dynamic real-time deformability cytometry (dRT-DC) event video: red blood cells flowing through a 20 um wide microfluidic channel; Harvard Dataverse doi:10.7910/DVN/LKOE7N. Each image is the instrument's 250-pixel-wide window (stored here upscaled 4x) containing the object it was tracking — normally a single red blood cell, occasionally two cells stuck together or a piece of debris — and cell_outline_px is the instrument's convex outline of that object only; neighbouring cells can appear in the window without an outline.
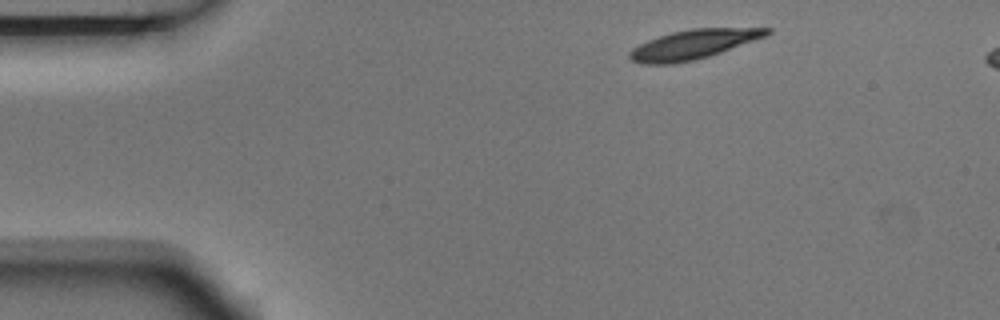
{"species": "Egyptian fruit bat (a non-hibernating species)", "species_latin": "Rousettus aegyptiacus", "temperature_condition": "room temperature", "stored_images_in_passage": 4, "camera_frame_rate_fps": 3000, "um_per_image_px": 0.085, "animal": {"sex": "male"}, "frame": {"image": 1, "passage_image": 1, "time_ms": 0.0, "image_size_px": [1000, 320], "cell_outline_px": [[772, 32], [768, 36], [696, 60], [672, 64], [640, 64], [632, 60], [628, 56], [628, 52], [632, 48], [648, 40], [672, 32], [692, 28], [772, 28]], "centroid_in_image_um": [58.93, 3.78], "position_along_channel_um": 26.1, "area_um2": 23.47}}